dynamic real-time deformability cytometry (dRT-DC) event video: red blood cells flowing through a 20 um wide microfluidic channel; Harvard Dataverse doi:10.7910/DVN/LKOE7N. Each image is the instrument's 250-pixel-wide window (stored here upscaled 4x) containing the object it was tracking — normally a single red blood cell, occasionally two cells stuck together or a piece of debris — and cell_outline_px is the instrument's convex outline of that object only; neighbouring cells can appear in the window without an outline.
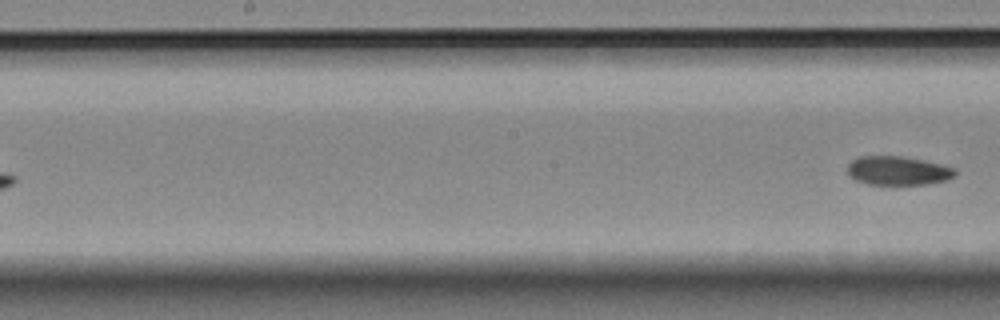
{"species": "Egyptian fruit bat (a non-hibernating species)", "species_latin": "Rousettus aegyptiacus", "temperature_condition": "room temperature", "stored_images_in_passage": 5, "segment_of_instrument_passage": [2, 2], "camera_frame_rate_fps": 3000, "um_per_image_px": 0.085, "animal": {"sex": "female"}, "frame": {"image": 1, "passage_image": 5, "time_ms": 1.333, "image_size_px": [1000, 320], "cell_outline_px": [[956, 176], [948, 180], [928, 184], [868, 184], [856, 180], [848, 176], [848, 164], [852, 160], [860, 156], [900, 156], [924, 160], [956, 168]], "centroid_in_image_um": [76.34, 14.51], "position_along_channel_um": 171.9, "area_um2": 18.21}}